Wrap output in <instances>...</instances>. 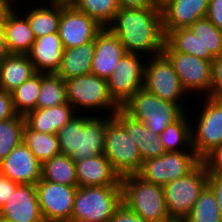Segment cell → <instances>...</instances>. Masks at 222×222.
<instances>
[{"instance_id":"6da1fadb","label":"cell","mask_w":222,"mask_h":222,"mask_svg":"<svg viewBox=\"0 0 222 222\" xmlns=\"http://www.w3.org/2000/svg\"><path fill=\"white\" fill-rule=\"evenodd\" d=\"M108 28L127 53L149 58L163 51L165 35L160 8H119Z\"/></svg>"},{"instance_id":"7a4b0ae2","label":"cell","mask_w":222,"mask_h":222,"mask_svg":"<svg viewBox=\"0 0 222 222\" xmlns=\"http://www.w3.org/2000/svg\"><path fill=\"white\" fill-rule=\"evenodd\" d=\"M122 204L147 222H173L168 214L164 189L137 174L121 177Z\"/></svg>"},{"instance_id":"3957f363","label":"cell","mask_w":222,"mask_h":222,"mask_svg":"<svg viewBox=\"0 0 222 222\" xmlns=\"http://www.w3.org/2000/svg\"><path fill=\"white\" fill-rule=\"evenodd\" d=\"M64 82L67 102L77 114L96 115L99 112L97 115L104 116L105 111L108 112L105 115H109L121 108L111 97L106 79L90 73ZM92 112L95 113L91 114Z\"/></svg>"},{"instance_id":"277c9868","label":"cell","mask_w":222,"mask_h":222,"mask_svg":"<svg viewBox=\"0 0 222 222\" xmlns=\"http://www.w3.org/2000/svg\"><path fill=\"white\" fill-rule=\"evenodd\" d=\"M121 204V186L77 187L69 222H109Z\"/></svg>"},{"instance_id":"5b68a950","label":"cell","mask_w":222,"mask_h":222,"mask_svg":"<svg viewBox=\"0 0 222 222\" xmlns=\"http://www.w3.org/2000/svg\"><path fill=\"white\" fill-rule=\"evenodd\" d=\"M121 109L158 135L185 112L178 104L158 98L144 87L131 96Z\"/></svg>"},{"instance_id":"8992f818","label":"cell","mask_w":222,"mask_h":222,"mask_svg":"<svg viewBox=\"0 0 222 222\" xmlns=\"http://www.w3.org/2000/svg\"><path fill=\"white\" fill-rule=\"evenodd\" d=\"M208 185V169L202 160L191 172L163 186L168 214L173 222H183L201 192Z\"/></svg>"},{"instance_id":"52a82bcc","label":"cell","mask_w":222,"mask_h":222,"mask_svg":"<svg viewBox=\"0 0 222 222\" xmlns=\"http://www.w3.org/2000/svg\"><path fill=\"white\" fill-rule=\"evenodd\" d=\"M202 101L196 105L198 107L195 117L192 119V112L189 114L191 121L192 148L195 153L203 160L216 147L222 145V100L214 99L209 96H202ZM204 101V103H202ZM195 119V120H194ZM194 126V127H193Z\"/></svg>"},{"instance_id":"ba28073f","label":"cell","mask_w":222,"mask_h":222,"mask_svg":"<svg viewBox=\"0 0 222 222\" xmlns=\"http://www.w3.org/2000/svg\"><path fill=\"white\" fill-rule=\"evenodd\" d=\"M104 155L120 177L137 174L144 161L138 146L115 117L107 124Z\"/></svg>"},{"instance_id":"9c48e42d","label":"cell","mask_w":222,"mask_h":222,"mask_svg":"<svg viewBox=\"0 0 222 222\" xmlns=\"http://www.w3.org/2000/svg\"><path fill=\"white\" fill-rule=\"evenodd\" d=\"M143 87L158 98L178 104L184 111L190 109L187 105L185 108L184 102L187 98L189 101L190 96L182 87L172 63L163 53L146 58Z\"/></svg>"},{"instance_id":"30bf717a","label":"cell","mask_w":222,"mask_h":222,"mask_svg":"<svg viewBox=\"0 0 222 222\" xmlns=\"http://www.w3.org/2000/svg\"><path fill=\"white\" fill-rule=\"evenodd\" d=\"M201 161L195 151L165 152L159 157L145 159L137 175L163 187L191 172Z\"/></svg>"},{"instance_id":"8fae6325","label":"cell","mask_w":222,"mask_h":222,"mask_svg":"<svg viewBox=\"0 0 222 222\" xmlns=\"http://www.w3.org/2000/svg\"><path fill=\"white\" fill-rule=\"evenodd\" d=\"M162 53L172 63L180 83L188 95L191 93L194 98L199 95L200 99L203 94L204 97L209 96L212 62L172 50L166 43H164Z\"/></svg>"},{"instance_id":"7c38bea8","label":"cell","mask_w":222,"mask_h":222,"mask_svg":"<svg viewBox=\"0 0 222 222\" xmlns=\"http://www.w3.org/2000/svg\"><path fill=\"white\" fill-rule=\"evenodd\" d=\"M145 58L147 57L140 54L125 53L106 79L109 93L120 107L143 88Z\"/></svg>"},{"instance_id":"4fadbf2b","label":"cell","mask_w":222,"mask_h":222,"mask_svg":"<svg viewBox=\"0 0 222 222\" xmlns=\"http://www.w3.org/2000/svg\"><path fill=\"white\" fill-rule=\"evenodd\" d=\"M35 187L45 222H69L71 220L78 186H67L41 178Z\"/></svg>"},{"instance_id":"5bb4252c","label":"cell","mask_w":222,"mask_h":222,"mask_svg":"<svg viewBox=\"0 0 222 222\" xmlns=\"http://www.w3.org/2000/svg\"><path fill=\"white\" fill-rule=\"evenodd\" d=\"M103 28L95 19L79 11L71 3H61L58 34L64 49L78 47L95 40Z\"/></svg>"},{"instance_id":"9a60e30c","label":"cell","mask_w":222,"mask_h":222,"mask_svg":"<svg viewBox=\"0 0 222 222\" xmlns=\"http://www.w3.org/2000/svg\"><path fill=\"white\" fill-rule=\"evenodd\" d=\"M0 173L18 184L35 185L42 178V163L21 142L0 162Z\"/></svg>"},{"instance_id":"2e32d148","label":"cell","mask_w":222,"mask_h":222,"mask_svg":"<svg viewBox=\"0 0 222 222\" xmlns=\"http://www.w3.org/2000/svg\"><path fill=\"white\" fill-rule=\"evenodd\" d=\"M0 219L6 222H45L35 185L18 184L7 203L0 208Z\"/></svg>"},{"instance_id":"e0dca14e","label":"cell","mask_w":222,"mask_h":222,"mask_svg":"<svg viewBox=\"0 0 222 222\" xmlns=\"http://www.w3.org/2000/svg\"><path fill=\"white\" fill-rule=\"evenodd\" d=\"M209 0H171L161 9L164 35L169 31L188 28L196 20L206 17Z\"/></svg>"},{"instance_id":"ac0fdd59","label":"cell","mask_w":222,"mask_h":222,"mask_svg":"<svg viewBox=\"0 0 222 222\" xmlns=\"http://www.w3.org/2000/svg\"><path fill=\"white\" fill-rule=\"evenodd\" d=\"M125 53L127 52L118 37L108 27H104L95 38L91 73L107 79Z\"/></svg>"},{"instance_id":"d6986e66","label":"cell","mask_w":222,"mask_h":222,"mask_svg":"<svg viewBox=\"0 0 222 222\" xmlns=\"http://www.w3.org/2000/svg\"><path fill=\"white\" fill-rule=\"evenodd\" d=\"M113 117V114L104 117L80 114L79 161L104 154L105 132Z\"/></svg>"},{"instance_id":"ffe728a7","label":"cell","mask_w":222,"mask_h":222,"mask_svg":"<svg viewBox=\"0 0 222 222\" xmlns=\"http://www.w3.org/2000/svg\"><path fill=\"white\" fill-rule=\"evenodd\" d=\"M78 187L121 186V177L104 154L75 162Z\"/></svg>"},{"instance_id":"44dd1931","label":"cell","mask_w":222,"mask_h":222,"mask_svg":"<svg viewBox=\"0 0 222 222\" xmlns=\"http://www.w3.org/2000/svg\"><path fill=\"white\" fill-rule=\"evenodd\" d=\"M63 52L62 40L55 32L36 38L27 55L36 72L47 74L57 72Z\"/></svg>"},{"instance_id":"7402d4cb","label":"cell","mask_w":222,"mask_h":222,"mask_svg":"<svg viewBox=\"0 0 222 222\" xmlns=\"http://www.w3.org/2000/svg\"><path fill=\"white\" fill-rule=\"evenodd\" d=\"M4 36L9 53L20 55H27L36 39L28 19L16 7L4 16Z\"/></svg>"},{"instance_id":"603a6c76","label":"cell","mask_w":222,"mask_h":222,"mask_svg":"<svg viewBox=\"0 0 222 222\" xmlns=\"http://www.w3.org/2000/svg\"><path fill=\"white\" fill-rule=\"evenodd\" d=\"M36 2L34 0L32 3H24L25 5L18 4L19 7H16L18 11L28 19L35 38L58 32L61 17V3L41 1L38 4L37 0ZM43 2L44 4H42ZM30 3L33 4L31 7L29 5ZM20 6H23L25 9L22 11Z\"/></svg>"},{"instance_id":"cb8c5ba5","label":"cell","mask_w":222,"mask_h":222,"mask_svg":"<svg viewBox=\"0 0 222 222\" xmlns=\"http://www.w3.org/2000/svg\"><path fill=\"white\" fill-rule=\"evenodd\" d=\"M113 116L124 126L127 133L132 137L138 146L143 160L159 157L166 152L159 135L148 130L141 121L133 119L121 108L118 109Z\"/></svg>"},{"instance_id":"d4e9b609","label":"cell","mask_w":222,"mask_h":222,"mask_svg":"<svg viewBox=\"0 0 222 222\" xmlns=\"http://www.w3.org/2000/svg\"><path fill=\"white\" fill-rule=\"evenodd\" d=\"M75 115L73 106L66 102L59 106L36 108L25 116V122L36 132L57 134Z\"/></svg>"},{"instance_id":"484cf974","label":"cell","mask_w":222,"mask_h":222,"mask_svg":"<svg viewBox=\"0 0 222 222\" xmlns=\"http://www.w3.org/2000/svg\"><path fill=\"white\" fill-rule=\"evenodd\" d=\"M94 54L95 40L78 47L64 49L61 64L55 74L64 80L90 74Z\"/></svg>"},{"instance_id":"4316f807","label":"cell","mask_w":222,"mask_h":222,"mask_svg":"<svg viewBox=\"0 0 222 222\" xmlns=\"http://www.w3.org/2000/svg\"><path fill=\"white\" fill-rule=\"evenodd\" d=\"M36 73L28 55L9 54L0 62V89L11 93Z\"/></svg>"},{"instance_id":"83f0119b","label":"cell","mask_w":222,"mask_h":222,"mask_svg":"<svg viewBox=\"0 0 222 222\" xmlns=\"http://www.w3.org/2000/svg\"><path fill=\"white\" fill-rule=\"evenodd\" d=\"M187 112L185 111L176 121L170 123L164 131L159 133L166 152L194 151L191 134L193 122Z\"/></svg>"},{"instance_id":"f1b7e54d","label":"cell","mask_w":222,"mask_h":222,"mask_svg":"<svg viewBox=\"0 0 222 222\" xmlns=\"http://www.w3.org/2000/svg\"><path fill=\"white\" fill-rule=\"evenodd\" d=\"M165 43L177 52L194 55L210 62L215 59L210 52H205L203 43L189 27L169 31L165 35Z\"/></svg>"},{"instance_id":"f546056e","label":"cell","mask_w":222,"mask_h":222,"mask_svg":"<svg viewBox=\"0 0 222 222\" xmlns=\"http://www.w3.org/2000/svg\"><path fill=\"white\" fill-rule=\"evenodd\" d=\"M22 142L42 164L61 153L57 134L36 132L26 123L23 129Z\"/></svg>"},{"instance_id":"4dcf8cb0","label":"cell","mask_w":222,"mask_h":222,"mask_svg":"<svg viewBox=\"0 0 222 222\" xmlns=\"http://www.w3.org/2000/svg\"><path fill=\"white\" fill-rule=\"evenodd\" d=\"M42 179L67 186H78L75 162L65 154H58L42 164Z\"/></svg>"},{"instance_id":"1f68e13d","label":"cell","mask_w":222,"mask_h":222,"mask_svg":"<svg viewBox=\"0 0 222 222\" xmlns=\"http://www.w3.org/2000/svg\"><path fill=\"white\" fill-rule=\"evenodd\" d=\"M40 87L41 73L37 72L11 92L16 114L26 116L37 108Z\"/></svg>"},{"instance_id":"d6a6232c","label":"cell","mask_w":222,"mask_h":222,"mask_svg":"<svg viewBox=\"0 0 222 222\" xmlns=\"http://www.w3.org/2000/svg\"><path fill=\"white\" fill-rule=\"evenodd\" d=\"M67 102L64 79L55 73H41L37 108L59 106Z\"/></svg>"},{"instance_id":"836d02e7","label":"cell","mask_w":222,"mask_h":222,"mask_svg":"<svg viewBox=\"0 0 222 222\" xmlns=\"http://www.w3.org/2000/svg\"><path fill=\"white\" fill-rule=\"evenodd\" d=\"M71 4L103 27L113 22L119 10L117 0H73Z\"/></svg>"},{"instance_id":"e575fe53","label":"cell","mask_w":222,"mask_h":222,"mask_svg":"<svg viewBox=\"0 0 222 222\" xmlns=\"http://www.w3.org/2000/svg\"><path fill=\"white\" fill-rule=\"evenodd\" d=\"M25 123V116L18 114L0 121V162L22 142Z\"/></svg>"},{"instance_id":"d590c367","label":"cell","mask_w":222,"mask_h":222,"mask_svg":"<svg viewBox=\"0 0 222 222\" xmlns=\"http://www.w3.org/2000/svg\"><path fill=\"white\" fill-rule=\"evenodd\" d=\"M183 222H222L214 192L207 185Z\"/></svg>"},{"instance_id":"8d00e7d4","label":"cell","mask_w":222,"mask_h":222,"mask_svg":"<svg viewBox=\"0 0 222 222\" xmlns=\"http://www.w3.org/2000/svg\"><path fill=\"white\" fill-rule=\"evenodd\" d=\"M189 28L201 40L205 52H210L214 57L222 55V31L209 19L196 20Z\"/></svg>"},{"instance_id":"74e56055","label":"cell","mask_w":222,"mask_h":222,"mask_svg":"<svg viewBox=\"0 0 222 222\" xmlns=\"http://www.w3.org/2000/svg\"><path fill=\"white\" fill-rule=\"evenodd\" d=\"M61 153L79 162L80 114L75 115L57 133Z\"/></svg>"},{"instance_id":"f35d334b","label":"cell","mask_w":222,"mask_h":222,"mask_svg":"<svg viewBox=\"0 0 222 222\" xmlns=\"http://www.w3.org/2000/svg\"><path fill=\"white\" fill-rule=\"evenodd\" d=\"M212 82L209 97L222 100V55L212 61Z\"/></svg>"},{"instance_id":"ab89813d","label":"cell","mask_w":222,"mask_h":222,"mask_svg":"<svg viewBox=\"0 0 222 222\" xmlns=\"http://www.w3.org/2000/svg\"><path fill=\"white\" fill-rule=\"evenodd\" d=\"M203 161L210 173L222 174V145L216 147Z\"/></svg>"},{"instance_id":"60d3db41","label":"cell","mask_w":222,"mask_h":222,"mask_svg":"<svg viewBox=\"0 0 222 222\" xmlns=\"http://www.w3.org/2000/svg\"><path fill=\"white\" fill-rule=\"evenodd\" d=\"M12 94L0 89V121L14 117Z\"/></svg>"},{"instance_id":"b9f144b4","label":"cell","mask_w":222,"mask_h":222,"mask_svg":"<svg viewBox=\"0 0 222 222\" xmlns=\"http://www.w3.org/2000/svg\"><path fill=\"white\" fill-rule=\"evenodd\" d=\"M109 222H147L133 211L129 210L124 204H121L111 217Z\"/></svg>"},{"instance_id":"7bdbcfd3","label":"cell","mask_w":222,"mask_h":222,"mask_svg":"<svg viewBox=\"0 0 222 222\" xmlns=\"http://www.w3.org/2000/svg\"><path fill=\"white\" fill-rule=\"evenodd\" d=\"M206 18L222 31V0H209Z\"/></svg>"},{"instance_id":"ee69618b","label":"cell","mask_w":222,"mask_h":222,"mask_svg":"<svg viewBox=\"0 0 222 222\" xmlns=\"http://www.w3.org/2000/svg\"><path fill=\"white\" fill-rule=\"evenodd\" d=\"M17 185L18 183L0 173V208L7 203Z\"/></svg>"},{"instance_id":"f6af8a7d","label":"cell","mask_w":222,"mask_h":222,"mask_svg":"<svg viewBox=\"0 0 222 222\" xmlns=\"http://www.w3.org/2000/svg\"><path fill=\"white\" fill-rule=\"evenodd\" d=\"M208 186L215 194L219 213L222 216V174H213L208 171Z\"/></svg>"},{"instance_id":"bcb514c9","label":"cell","mask_w":222,"mask_h":222,"mask_svg":"<svg viewBox=\"0 0 222 222\" xmlns=\"http://www.w3.org/2000/svg\"><path fill=\"white\" fill-rule=\"evenodd\" d=\"M119 8H159L155 0H117Z\"/></svg>"},{"instance_id":"7dc6e473","label":"cell","mask_w":222,"mask_h":222,"mask_svg":"<svg viewBox=\"0 0 222 222\" xmlns=\"http://www.w3.org/2000/svg\"><path fill=\"white\" fill-rule=\"evenodd\" d=\"M9 54L4 36V16H0V62Z\"/></svg>"},{"instance_id":"c3c4849f","label":"cell","mask_w":222,"mask_h":222,"mask_svg":"<svg viewBox=\"0 0 222 222\" xmlns=\"http://www.w3.org/2000/svg\"><path fill=\"white\" fill-rule=\"evenodd\" d=\"M12 6L6 0H0V16H5Z\"/></svg>"},{"instance_id":"681fc988","label":"cell","mask_w":222,"mask_h":222,"mask_svg":"<svg viewBox=\"0 0 222 222\" xmlns=\"http://www.w3.org/2000/svg\"><path fill=\"white\" fill-rule=\"evenodd\" d=\"M12 7H16V6H18V4L17 3H24V1H26L27 2V0H6ZM21 1H23V2H21Z\"/></svg>"},{"instance_id":"f907efd6","label":"cell","mask_w":222,"mask_h":222,"mask_svg":"<svg viewBox=\"0 0 222 222\" xmlns=\"http://www.w3.org/2000/svg\"><path fill=\"white\" fill-rule=\"evenodd\" d=\"M171 0H155L156 5L161 8L164 4H166L167 2H169Z\"/></svg>"},{"instance_id":"816d5d0a","label":"cell","mask_w":222,"mask_h":222,"mask_svg":"<svg viewBox=\"0 0 222 222\" xmlns=\"http://www.w3.org/2000/svg\"><path fill=\"white\" fill-rule=\"evenodd\" d=\"M42 1H49V2H60V3H71L73 0H42Z\"/></svg>"}]
</instances>
